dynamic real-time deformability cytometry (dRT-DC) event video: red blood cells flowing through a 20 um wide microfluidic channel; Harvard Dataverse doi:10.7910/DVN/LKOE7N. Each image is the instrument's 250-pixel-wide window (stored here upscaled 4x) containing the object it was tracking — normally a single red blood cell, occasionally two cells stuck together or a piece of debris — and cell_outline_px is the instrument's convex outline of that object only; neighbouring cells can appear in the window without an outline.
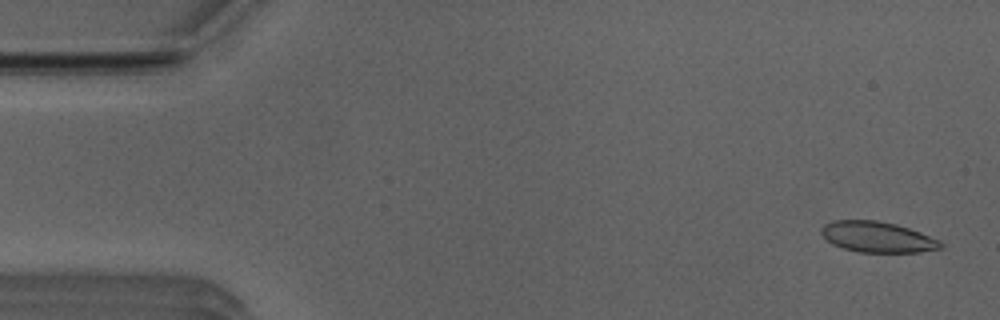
{"species": "Egyptian fruit bat (a non-hibernating species)", "species_latin": "Rousettus aegyptiacus", "temperature_condition": "room temperature", "stored_images_in_passage": 52, "camera_frame_rate_fps": 3000, "um_per_image_px": 0.085, "animal": {"sex": "male"}, "frame": {"image": 1, "passage_image": 2, "time_ms": 0.333, "image_size_px": [1000, 320], "cell_outline_px": [[944, 248], [920, 252], [860, 252], [844, 248], [832, 244], [820, 232], [820, 228], [824, 224], [832, 220], [876, 220], [896, 224], [920, 232], [940, 240], [944, 244]], "centroid_in_image_um": [74.6, 20.14], "position_along_channel_um": 10.4, "area_um2": 21.44}}
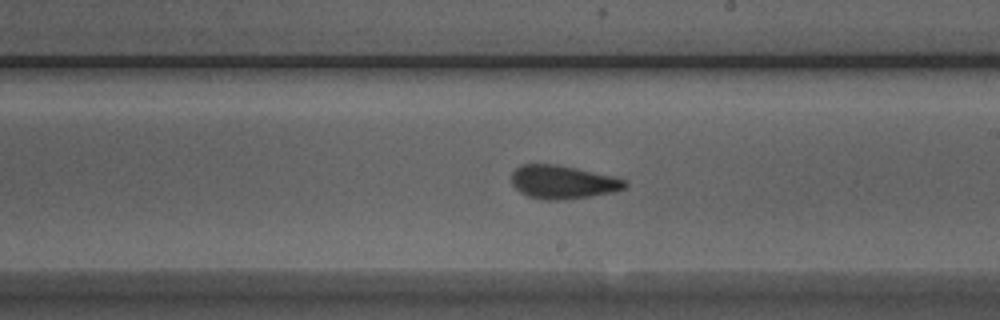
{"frame": {"image": 2, "passage_image": 29, "time_ms": 9.333, "image_size_px": [1000, 320], "cell_outline_px": [[628, 184], [624, 188], [616, 192], [564, 200], [544, 200], [528, 196], [520, 192], [512, 184], [512, 172], [520, 164], [556, 164], [616, 176], [628, 180]], "centroid_in_image_um": [47.88, 15.47], "position_along_channel_um": 241.1, "area_um2": 22.37}}
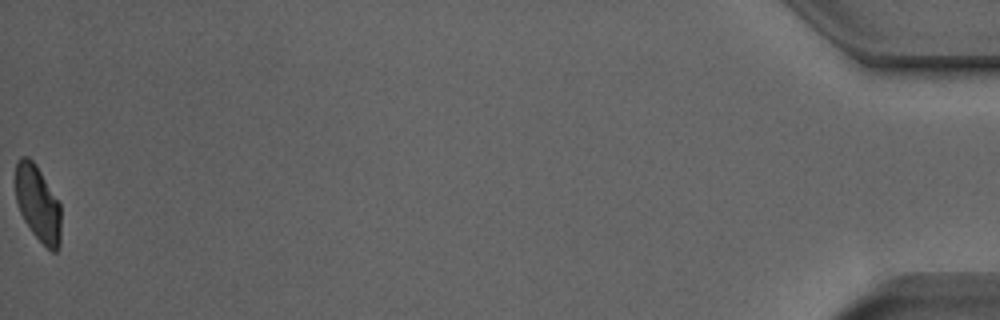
{"frame": {"image": 3, "passage_image": 52, "time_ms": 17.0, "image_size_px": [1000, 320], "cell_outline_px": [[60, 244], [56, 252], [52, 252], [32, 232], [24, 220], [20, 212], [16, 200], [16, 160], [20, 156], [28, 156], [36, 164], [60, 204]], "centroid_in_image_um": [3.21, 17.28], "position_along_channel_um": 432.0, "area_um2": 19.94}, "authors_computed_cell_mechanics": {"area_um2": 21.964, "velocity_mm_per_s": 3.9061, "shape_relaxation_time_tau1_ms": 8.2773, "shape_relaxation_time_tau2_ms": 1.521, "deformation_change_tau1": 0.1625, "deformation_change_tau2": 0.0906}}